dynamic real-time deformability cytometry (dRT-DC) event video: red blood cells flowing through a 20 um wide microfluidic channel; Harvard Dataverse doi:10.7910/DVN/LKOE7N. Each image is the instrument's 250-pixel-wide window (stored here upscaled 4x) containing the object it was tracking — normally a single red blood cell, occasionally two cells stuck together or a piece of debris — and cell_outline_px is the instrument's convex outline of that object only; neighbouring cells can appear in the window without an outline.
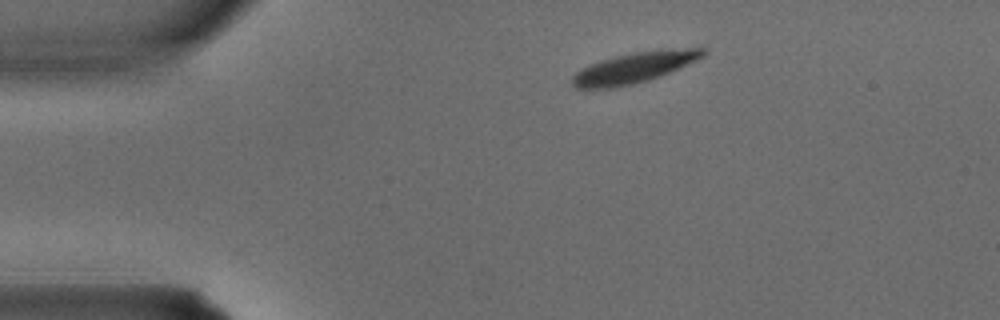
{"species": "common noctule bat (a hibernating species)", "species_latin": "Nyctalus noctula", "temperature_condition": "warm", "stored_images_in_passage": 2, "camera_frame_rate_fps": 3000, "um_per_image_px": 0.085, "animal": {"sex": "male", "body_mass_g": 15.6}, "frame": {"image": 1, "passage_image": 1, "time_ms": 0.0, "image_size_px": [1000, 320], "cell_outline_px": [[708, 52], [704, 56], [696, 60], [660, 76], [648, 80], [616, 88], [576, 88], [572, 84], [572, 76], [576, 72], [600, 60], [632, 52], [684, 48], [708, 48]], "centroid_in_image_um": [53.93, 5.75], "position_along_channel_um": 31.1, "area_um2": 23.06}}